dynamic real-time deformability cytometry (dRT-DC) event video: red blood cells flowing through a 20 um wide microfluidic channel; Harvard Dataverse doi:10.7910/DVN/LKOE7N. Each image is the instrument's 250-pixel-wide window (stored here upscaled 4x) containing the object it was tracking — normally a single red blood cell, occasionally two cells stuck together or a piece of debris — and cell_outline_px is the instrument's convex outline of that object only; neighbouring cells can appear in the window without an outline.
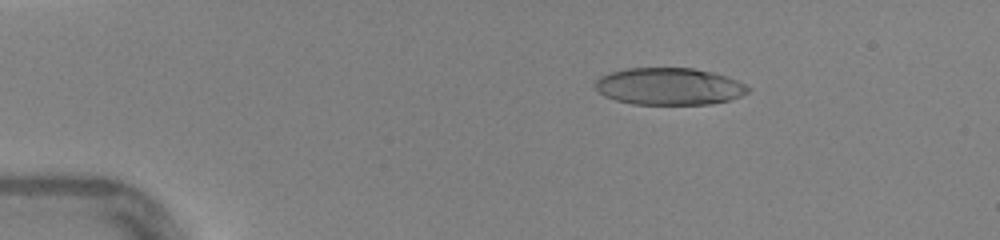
{"species": "human", "species_latin": "Homo sapiens", "temperature_condition": "warm", "stored_images_in_passage": 36, "camera_frame_rate_fps": 3000, "um_per_image_px": 0.085, "donor": {"sex": "female"}, "frame": {"image": 1, "passage_image": 2, "time_ms": 0.333, "image_size_px": [1000, 240], "cell_outline_px": [[748, 92], [740, 96], [728, 100], [708, 104], [632, 104], [616, 100], [604, 96], [596, 88], [596, 80], [600, 76], [612, 72], [628, 68], [692, 68], [712, 72], [728, 76], [744, 84], [748, 88]], "centroid_in_image_um": [56.87, 7.34], "position_along_channel_um": 28.1, "area_um2": 32.77}}
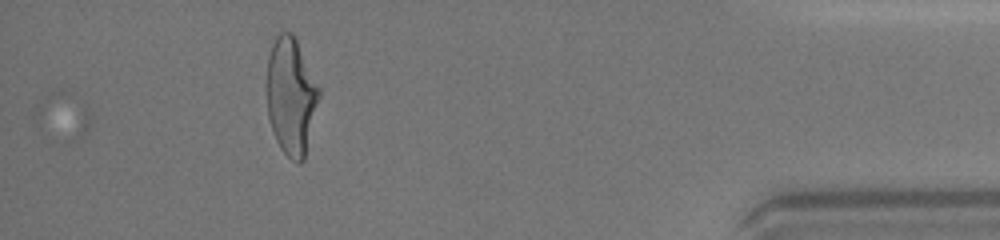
{"frame": {"image": 2, "passage_image": 36, "time_ms": 11.667, "image_size_px": [1000, 240], "cell_outline_px": [[320, 96], [304, 160], [300, 164], [296, 164], [280, 148], [276, 140], [268, 116], [268, 56], [272, 44], [276, 36], [280, 32], [292, 32], [320, 88]], "centroid_in_image_um": [24.76, 8.2], "position_along_channel_um": 410.4, "area_um2": 35.32}, "authors_computed_cell_mechanics": {"area_um2": 34.8823, "velocity_mm_per_s": 4.412, "shape_relaxation_time_tau1_ms": 3.7717, "shape_relaxation_time_tau2_ms": 0.9367, "deformation_change_tau1": 0.2064, "deformation_change_tau2": 0.0986}}